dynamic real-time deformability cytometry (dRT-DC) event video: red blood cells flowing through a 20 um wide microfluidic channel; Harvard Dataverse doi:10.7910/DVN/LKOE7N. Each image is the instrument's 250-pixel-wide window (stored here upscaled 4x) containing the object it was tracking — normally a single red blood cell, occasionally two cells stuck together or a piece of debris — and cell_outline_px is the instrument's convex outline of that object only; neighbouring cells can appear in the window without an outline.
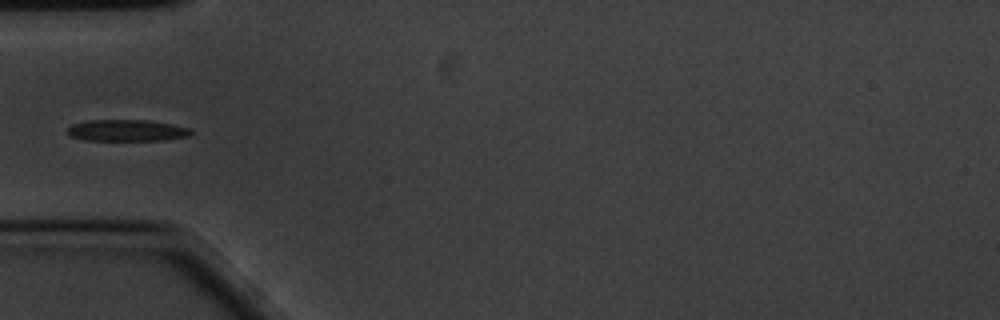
{"species": "common noctule bat (a hibernating species)", "species_latin": "Nyctalus noctula", "temperature_condition": "cold", "stored_images_in_passage": 42, "camera_frame_rate_fps": 3000, "um_per_image_px": 0.085, "animal": {"sex": "male", "body_mass_g": 20.1, "forearm_length_mm": 53.5}, "frame": {"image": 1, "passage_image": 1, "time_ms": 0.0, "image_size_px": [1000, 320], "cell_outline_px": [[192, 132], [188, 136], [164, 140], [84, 140], [72, 136], [68, 132], [68, 128], [72, 124], [88, 120], [148, 120], [172, 124], [188, 128]], "centroid_in_image_um": [10.77, 11.08], "position_along_channel_um": 74.2, "area_um2": 15.32}}
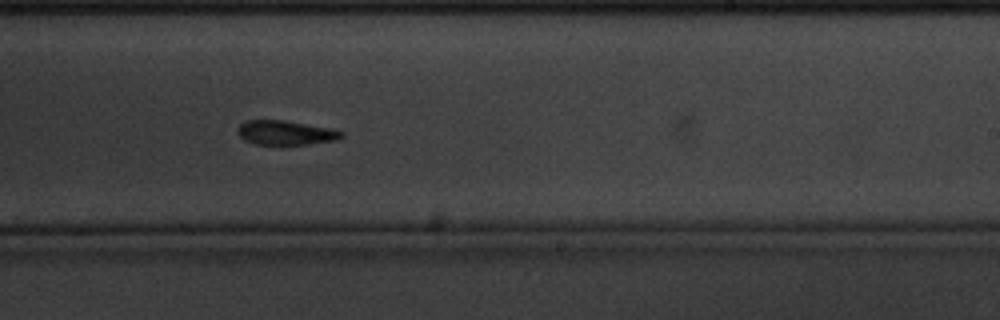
{"frame": {"image": 2, "passage_image": 18, "time_ms": 5.667, "image_size_px": [1000, 320], "cell_outline_px": [[344, 136], [336, 140], [280, 148], [256, 144], [244, 140], [236, 132], [236, 128], [240, 124], [248, 120], [284, 120], [328, 128], [344, 132]], "centroid_in_image_um": [24.22, 11.33], "position_along_channel_um": 264.8, "area_um2": 15.37}}
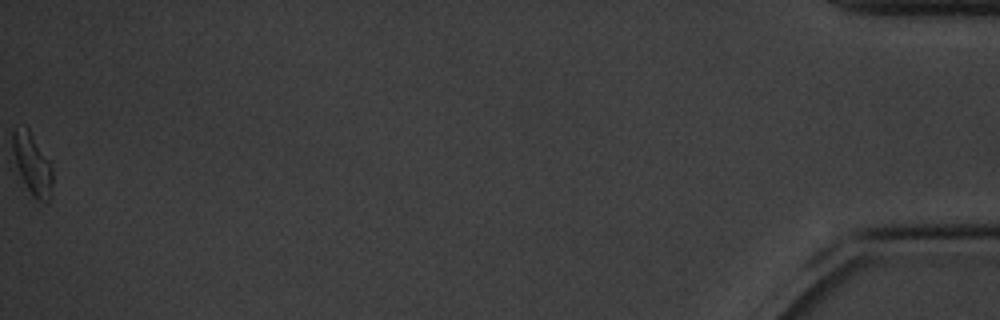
{"frame": {"image": 3, "passage_image": 42, "time_ms": 13.667, "image_size_px": [1000, 320], "cell_outline_px": [[52, 196], [48, 200], [36, 200], [20, 184], [12, 152], [12, 128], [24, 124], [28, 128], [48, 160], [52, 172]], "centroid_in_image_um": [2.67, 13.96], "position_along_channel_um": 432.5, "area_um2": 14.8}}